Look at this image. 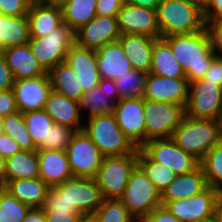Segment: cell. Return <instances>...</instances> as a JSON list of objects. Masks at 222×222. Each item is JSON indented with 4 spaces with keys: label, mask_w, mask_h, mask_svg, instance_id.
<instances>
[{
    "label": "cell",
    "mask_w": 222,
    "mask_h": 222,
    "mask_svg": "<svg viewBox=\"0 0 222 222\" xmlns=\"http://www.w3.org/2000/svg\"><path fill=\"white\" fill-rule=\"evenodd\" d=\"M75 133L76 130L70 127L54 124L50 128L49 143H45L40 149L65 151Z\"/></svg>",
    "instance_id": "cell-41"
},
{
    "label": "cell",
    "mask_w": 222,
    "mask_h": 222,
    "mask_svg": "<svg viewBox=\"0 0 222 222\" xmlns=\"http://www.w3.org/2000/svg\"><path fill=\"white\" fill-rule=\"evenodd\" d=\"M208 186L222 193V140L199 162Z\"/></svg>",
    "instance_id": "cell-37"
},
{
    "label": "cell",
    "mask_w": 222,
    "mask_h": 222,
    "mask_svg": "<svg viewBox=\"0 0 222 222\" xmlns=\"http://www.w3.org/2000/svg\"><path fill=\"white\" fill-rule=\"evenodd\" d=\"M188 94L187 78H167L148 73L142 97L151 101L173 102L186 106Z\"/></svg>",
    "instance_id": "cell-18"
},
{
    "label": "cell",
    "mask_w": 222,
    "mask_h": 222,
    "mask_svg": "<svg viewBox=\"0 0 222 222\" xmlns=\"http://www.w3.org/2000/svg\"><path fill=\"white\" fill-rule=\"evenodd\" d=\"M124 4V0H97L96 16H117Z\"/></svg>",
    "instance_id": "cell-45"
},
{
    "label": "cell",
    "mask_w": 222,
    "mask_h": 222,
    "mask_svg": "<svg viewBox=\"0 0 222 222\" xmlns=\"http://www.w3.org/2000/svg\"><path fill=\"white\" fill-rule=\"evenodd\" d=\"M117 21L121 34L160 37L156 9L125 3L118 12Z\"/></svg>",
    "instance_id": "cell-17"
},
{
    "label": "cell",
    "mask_w": 222,
    "mask_h": 222,
    "mask_svg": "<svg viewBox=\"0 0 222 222\" xmlns=\"http://www.w3.org/2000/svg\"><path fill=\"white\" fill-rule=\"evenodd\" d=\"M44 110L53 119L55 124L70 127L81 131L84 125H80V102L72 100L63 94L52 90L44 105Z\"/></svg>",
    "instance_id": "cell-24"
},
{
    "label": "cell",
    "mask_w": 222,
    "mask_h": 222,
    "mask_svg": "<svg viewBox=\"0 0 222 222\" xmlns=\"http://www.w3.org/2000/svg\"><path fill=\"white\" fill-rule=\"evenodd\" d=\"M151 160L169 167L176 175L192 172L199 161L171 138L151 139L140 148Z\"/></svg>",
    "instance_id": "cell-12"
},
{
    "label": "cell",
    "mask_w": 222,
    "mask_h": 222,
    "mask_svg": "<svg viewBox=\"0 0 222 222\" xmlns=\"http://www.w3.org/2000/svg\"><path fill=\"white\" fill-rule=\"evenodd\" d=\"M13 91L17 109L22 114L44 109V105L52 91L49 74L47 73L35 78L15 80Z\"/></svg>",
    "instance_id": "cell-16"
},
{
    "label": "cell",
    "mask_w": 222,
    "mask_h": 222,
    "mask_svg": "<svg viewBox=\"0 0 222 222\" xmlns=\"http://www.w3.org/2000/svg\"><path fill=\"white\" fill-rule=\"evenodd\" d=\"M83 131L104 156L128 155L137 150L117 124L113 113L88 119Z\"/></svg>",
    "instance_id": "cell-4"
},
{
    "label": "cell",
    "mask_w": 222,
    "mask_h": 222,
    "mask_svg": "<svg viewBox=\"0 0 222 222\" xmlns=\"http://www.w3.org/2000/svg\"><path fill=\"white\" fill-rule=\"evenodd\" d=\"M24 120L32 141L40 149L49 143L50 128L55 124L44 109L24 113Z\"/></svg>",
    "instance_id": "cell-35"
},
{
    "label": "cell",
    "mask_w": 222,
    "mask_h": 222,
    "mask_svg": "<svg viewBox=\"0 0 222 222\" xmlns=\"http://www.w3.org/2000/svg\"><path fill=\"white\" fill-rule=\"evenodd\" d=\"M131 222H144L142 219L134 218Z\"/></svg>",
    "instance_id": "cell-61"
},
{
    "label": "cell",
    "mask_w": 222,
    "mask_h": 222,
    "mask_svg": "<svg viewBox=\"0 0 222 222\" xmlns=\"http://www.w3.org/2000/svg\"><path fill=\"white\" fill-rule=\"evenodd\" d=\"M39 177L53 187L73 178L66 151L37 149Z\"/></svg>",
    "instance_id": "cell-22"
},
{
    "label": "cell",
    "mask_w": 222,
    "mask_h": 222,
    "mask_svg": "<svg viewBox=\"0 0 222 222\" xmlns=\"http://www.w3.org/2000/svg\"><path fill=\"white\" fill-rule=\"evenodd\" d=\"M30 208L0 186V222H22Z\"/></svg>",
    "instance_id": "cell-39"
},
{
    "label": "cell",
    "mask_w": 222,
    "mask_h": 222,
    "mask_svg": "<svg viewBox=\"0 0 222 222\" xmlns=\"http://www.w3.org/2000/svg\"><path fill=\"white\" fill-rule=\"evenodd\" d=\"M14 77L0 51V91L13 89Z\"/></svg>",
    "instance_id": "cell-49"
},
{
    "label": "cell",
    "mask_w": 222,
    "mask_h": 222,
    "mask_svg": "<svg viewBox=\"0 0 222 222\" xmlns=\"http://www.w3.org/2000/svg\"><path fill=\"white\" fill-rule=\"evenodd\" d=\"M118 41L129 58L132 69L150 73L155 38L147 35L121 34Z\"/></svg>",
    "instance_id": "cell-25"
},
{
    "label": "cell",
    "mask_w": 222,
    "mask_h": 222,
    "mask_svg": "<svg viewBox=\"0 0 222 222\" xmlns=\"http://www.w3.org/2000/svg\"><path fill=\"white\" fill-rule=\"evenodd\" d=\"M203 79L208 82L215 83L216 85L222 87V57L215 56L210 64L209 69L203 76Z\"/></svg>",
    "instance_id": "cell-47"
},
{
    "label": "cell",
    "mask_w": 222,
    "mask_h": 222,
    "mask_svg": "<svg viewBox=\"0 0 222 222\" xmlns=\"http://www.w3.org/2000/svg\"><path fill=\"white\" fill-rule=\"evenodd\" d=\"M3 117L0 116V134L3 132Z\"/></svg>",
    "instance_id": "cell-60"
},
{
    "label": "cell",
    "mask_w": 222,
    "mask_h": 222,
    "mask_svg": "<svg viewBox=\"0 0 222 222\" xmlns=\"http://www.w3.org/2000/svg\"><path fill=\"white\" fill-rule=\"evenodd\" d=\"M38 4L62 8L69 0H32Z\"/></svg>",
    "instance_id": "cell-55"
},
{
    "label": "cell",
    "mask_w": 222,
    "mask_h": 222,
    "mask_svg": "<svg viewBox=\"0 0 222 222\" xmlns=\"http://www.w3.org/2000/svg\"><path fill=\"white\" fill-rule=\"evenodd\" d=\"M97 0H69L62 8V20L74 31L96 16Z\"/></svg>",
    "instance_id": "cell-33"
},
{
    "label": "cell",
    "mask_w": 222,
    "mask_h": 222,
    "mask_svg": "<svg viewBox=\"0 0 222 222\" xmlns=\"http://www.w3.org/2000/svg\"><path fill=\"white\" fill-rule=\"evenodd\" d=\"M29 21L27 16L0 15V51L29 42Z\"/></svg>",
    "instance_id": "cell-30"
},
{
    "label": "cell",
    "mask_w": 222,
    "mask_h": 222,
    "mask_svg": "<svg viewBox=\"0 0 222 222\" xmlns=\"http://www.w3.org/2000/svg\"><path fill=\"white\" fill-rule=\"evenodd\" d=\"M146 72L130 70L124 76L115 80L119 100L142 97L145 91Z\"/></svg>",
    "instance_id": "cell-38"
},
{
    "label": "cell",
    "mask_w": 222,
    "mask_h": 222,
    "mask_svg": "<svg viewBox=\"0 0 222 222\" xmlns=\"http://www.w3.org/2000/svg\"><path fill=\"white\" fill-rule=\"evenodd\" d=\"M3 133L11 136L23 151H35L37 147L28 132L24 115L21 112L3 117Z\"/></svg>",
    "instance_id": "cell-36"
},
{
    "label": "cell",
    "mask_w": 222,
    "mask_h": 222,
    "mask_svg": "<svg viewBox=\"0 0 222 222\" xmlns=\"http://www.w3.org/2000/svg\"><path fill=\"white\" fill-rule=\"evenodd\" d=\"M119 93L115 81L100 79L97 88L83 93L80 109H88L89 119L98 115H108L113 112Z\"/></svg>",
    "instance_id": "cell-20"
},
{
    "label": "cell",
    "mask_w": 222,
    "mask_h": 222,
    "mask_svg": "<svg viewBox=\"0 0 222 222\" xmlns=\"http://www.w3.org/2000/svg\"><path fill=\"white\" fill-rule=\"evenodd\" d=\"M221 192L211 186L193 197L161 202L180 222H209L217 218V202Z\"/></svg>",
    "instance_id": "cell-9"
},
{
    "label": "cell",
    "mask_w": 222,
    "mask_h": 222,
    "mask_svg": "<svg viewBox=\"0 0 222 222\" xmlns=\"http://www.w3.org/2000/svg\"><path fill=\"white\" fill-rule=\"evenodd\" d=\"M54 187L80 213H95L103 201L95 178L73 177Z\"/></svg>",
    "instance_id": "cell-14"
},
{
    "label": "cell",
    "mask_w": 222,
    "mask_h": 222,
    "mask_svg": "<svg viewBox=\"0 0 222 222\" xmlns=\"http://www.w3.org/2000/svg\"><path fill=\"white\" fill-rule=\"evenodd\" d=\"M65 151L73 177H96L104 155L83 130L76 131Z\"/></svg>",
    "instance_id": "cell-11"
},
{
    "label": "cell",
    "mask_w": 222,
    "mask_h": 222,
    "mask_svg": "<svg viewBox=\"0 0 222 222\" xmlns=\"http://www.w3.org/2000/svg\"><path fill=\"white\" fill-rule=\"evenodd\" d=\"M185 115L222 120L221 87L203 78L190 82Z\"/></svg>",
    "instance_id": "cell-10"
},
{
    "label": "cell",
    "mask_w": 222,
    "mask_h": 222,
    "mask_svg": "<svg viewBox=\"0 0 222 222\" xmlns=\"http://www.w3.org/2000/svg\"><path fill=\"white\" fill-rule=\"evenodd\" d=\"M20 151L19 144L11 136L3 132L0 134V156L2 158L7 159Z\"/></svg>",
    "instance_id": "cell-48"
},
{
    "label": "cell",
    "mask_w": 222,
    "mask_h": 222,
    "mask_svg": "<svg viewBox=\"0 0 222 222\" xmlns=\"http://www.w3.org/2000/svg\"><path fill=\"white\" fill-rule=\"evenodd\" d=\"M126 137L138 149L145 144L144 98L121 99L112 112Z\"/></svg>",
    "instance_id": "cell-13"
},
{
    "label": "cell",
    "mask_w": 222,
    "mask_h": 222,
    "mask_svg": "<svg viewBox=\"0 0 222 222\" xmlns=\"http://www.w3.org/2000/svg\"><path fill=\"white\" fill-rule=\"evenodd\" d=\"M197 4H199L202 8H204L210 0H194Z\"/></svg>",
    "instance_id": "cell-59"
},
{
    "label": "cell",
    "mask_w": 222,
    "mask_h": 222,
    "mask_svg": "<svg viewBox=\"0 0 222 222\" xmlns=\"http://www.w3.org/2000/svg\"><path fill=\"white\" fill-rule=\"evenodd\" d=\"M2 187L31 208L44 206L50 188L40 177L9 180Z\"/></svg>",
    "instance_id": "cell-28"
},
{
    "label": "cell",
    "mask_w": 222,
    "mask_h": 222,
    "mask_svg": "<svg viewBox=\"0 0 222 222\" xmlns=\"http://www.w3.org/2000/svg\"><path fill=\"white\" fill-rule=\"evenodd\" d=\"M163 38L169 43L189 83L202 79L216 56L207 29L196 33L168 35Z\"/></svg>",
    "instance_id": "cell-1"
},
{
    "label": "cell",
    "mask_w": 222,
    "mask_h": 222,
    "mask_svg": "<svg viewBox=\"0 0 222 222\" xmlns=\"http://www.w3.org/2000/svg\"><path fill=\"white\" fill-rule=\"evenodd\" d=\"M162 0H124L125 3L151 8V9H157L158 5L161 3Z\"/></svg>",
    "instance_id": "cell-54"
},
{
    "label": "cell",
    "mask_w": 222,
    "mask_h": 222,
    "mask_svg": "<svg viewBox=\"0 0 222 222\" xmlns=\"http://www.w3.org/2000/svg\"><path fill=\"white\" fill-rule=\"evenodd\" d=\"M75 35L77 45L92 50L118 41L121 33L117 16H95L87 24L76 30Z\"/></svg>",
    "instance_id": "cell-15"
},
{
    "label": "cell",
    "mask_w": 222,
    "mask_h": 222,
    "mask_svg": "<svg viewBox=\"0 0 222 222\" xmlns=\"http://www.w3.org/2000/svg\"><path fill=\"white\" fill-rule=\"evenodd\" d=\"M39 177L37 150L15 153L5 159V183L14 179H32Z\"/></svg>",
    "instance_id": "cell-31"
},
{
    "label": "cell",
    "mask_w": 222,
    "mask_h": 222,
    "mask_svg": "<svg viewBox=\"0 0 222 222\" xmlns=\"http://www.w3.org/2000/svg\"><path fill=\"white\" fill-rule=\"evenodd\" d=\"M65 61L76 73L83 93L98 87L100 74L97 67L96 50L84 48L75 43L68 50Z\"/></svg>",
    "instance_id": "cell-19"
},
{
    "label": "cell",
    "mask_w": 222,
    "mask_h": 222,
    "mask_svg": "<svg viewBox=\"0 0 222 222\" xmlns=\"http://www.w3.org/2000/svg\"><path fill=\"white\" fill-rule=\"evenodd\" d=\"M75 43V31L64 22L46 36L30 38L28 42L37 61L47 73L66 60L68 50Z\"/></svg>",
    "instance_id": "cell-5"
},
{
    "label": "cell",
    "mask_w": 222,
    "mask_h": 222,
    "mask_svg": "<svg viewBox=\"0 0 222 222\" xmlns=\"http://www.w3.org/2000/svg\"><path fill=\"white\" fill-rule=\"evenodd\" d=\"M22 222H47L43 207H32Z\"/></svg>",
    "instance_id": "cell-53"
},
{
    "label": "cell",
    "mask_w": 222,
    "mask_h": 222,
    "mask_svg": "<svg viewBox=\"0 0 222 222\" xmlns=\"http://www.w3.org/2000/svg\"><path fill=\"white\" fill-rule=\"evenodd\" d=\"M205 21H214L222 18V0H210L203 8Z\"/></svg>",
    "instance_id": "cell-51"
},
{
    "label": "cell",
    "mask_w": 222,
    "mask_h": 222,
    "mask_svg": "<svg viewBox=\"0 0 222 222\" xmlns=\"http://www.w3.org/2000/svg\"><path fill=\"white\" fill-rule=\"evenodd\" d=\"M78 222H99L96 213H81Z\"/></svg>",
    "instance_id": "cell-56"
},
{
    "label": "cell",
    "mask_w": 222,
    "mask_h": 222,
    "mask_svg": "<svg viewBox=\"0 0 222 222\" xmlns=\"http://www.w3.org/2000/svg\"><path fill=\"white\" fill-rule=\"evenodd\" d=\"M137 165L160 192L167 188L176 177L173 170L151 160L140 148L137 149Z\"/></svg>",
    "instance_id": "cell-34"
},
{
    "label": "cell",
    "mask_w": 222,
    "mask_h": 222,
    "mask_svg": "<svg viewBox=\"0 0 222 222\" xmlns=\"http://www.w3.org/2000/svg\"><path fill=\"white\" fill-rule=\"evenodd\" d=\"M48 74L52 90L72 100L81 102L83 91L76 78V73L66 61L59 63Z\"/></svg>",
    "instance_id": "cell-32"
},
{
    "label": "cell",
    "mask_w": 222,
    "mask_h": 222,
    "mask_svg": "<svg viewBox=\"0 0 222 222\" xmlns=\"http://www.w3.org/2000/svg\"><path fill=\"white\" fill-rule=\"evenodd\" d=\"M5 184V159L0 156V186Z\"/></svg>",
    "instance_id": "cell-57"
},
{
    "label": "cell",
    "mask_w": 222,
    "mask_h": 222,
    "mask_svg": "<svg viewBox=\"0 0 222 222\" xmlns=\"http://www.w3.org/2000/svg\"><path fill=\"white\" fill-rule=\"evenodd\" d=\"M171 139L200 162L222 140V120L185 115Z\"/></svg>",
    "instance_id": "cell-2"
},
{
    "label": "cell",
    "mask_w": 222,
    "mask_h": 222,
    "mask_svg": "<svg viewBox=\"0 0 222 222\" xmlns=\"http://www.w3.org/2000/svg\"><path fill=\"white\" fill-rule=\"evenodd\" d=\"M144 113L146 143L151 139L171 138L185 116V106L144 99Z\"/></svg>",
    "instance_id": "cell-8"
},
{
    "label": "cell",
    "mask_w": 222,
    "mask_h": 222,
    "mask_svg": "<svg viewBox=\"0 0 222 222\" xmlns=\"http://www.w3.org/2000/svg\"><path fill=\"white\" fill-rule=\"evenodd\" d=\"M207 186L203 169L199 165L192 172L176 175L170 185L161 192V202L193 197Z\"/></svg>",
    "instance_id": "cell-26"
},
{
    "label": "cell",
    "mask_w": 222,
    "mask_h": 222,
    "mask_svg": "<svg viewBox=\"0 0 222 222\" xmlns=\"http://www.w3.org/2000/svg\"><path fill=\"white\" fill-rule=\"evenodd\" d=\"M16 112L18 109L13 89L0 91V116L6 117Z\"/></svg>",
    "instance_id": "cell-46"
},
{
    "label": "cell",
    "mask_w": 222,
    "mask_h": 222,
    "mask_svg": "<svg viewBox=\"0 0 222 222\" xmlns=\"http://www.w3.org/2000/svg\"><path fill=\"white\" fill-rule=\"evenodd\" d=\"M45 211L62 212L68 214H81L54 186L48 189L46 201L43 206Z\"/></svg>",
    "instance_id": "cell-42"
},
{
    "label": "cell",
    "mask_w": 222,
    "mask_h": 222,
    "mask_svg": "<svg viewBox=\"0 0 222 222\" xmlns=\"http://www.w3.org/2000/svg\"><path fill=\"white\" fill-rule=\"evenodd\" d=\"M136 166L137 150L128 155L104 156L95 177L103 199H120Z\"/></svg>",
    "instance_id": "cell-7"
},
{
    "label": "cell",
    "mask_w": 222,
    "mask_h": 222,
    "mask_svg": "<svg viewBox=\"0 0 222 222\" xmlns=\"http://www.w3.org/2000/svg\"><path fill=\"white\" fill-rule=\"evenodd\" d=\"M217 219L222 222V193L220 194L217 202Z\"/></svg>",
    "instance_id": "cell-58"
},
{
    "label": "cell",
    "mask_w": 222,
    "mask_h": 222,
    "mask_svg": "<svg viewBox=\"0 0 222 222\" xmlns=\"http://www.w3.org/2000/svg\"><path fill=\"white\" fill-rule=\"evenodd\" d=\"M206 29L211 39L212 49L217 56L222 57V18L214 21H205ZM220 51L221 54H218Z\"/></svg>",
    "instance_id": "cell-44"
},
{
    "label": "cell",
    "mask_w": 222,
    "mask_h": 222,
    "mask_svg": "<svg viewBox=\"0 0 222 222\" xmlns=\"http://www.w3.org/2000/svg\"><path fill=\"white\" fill-rule=\"evenodd\" d=\"M30 38L44 37L63 23L59 7L46 6L31 2L27 13Z\"/></svg>",
    "instance_id": "cell-27"
},
{
    "label": "cell",
    "mask_w": 222,
    "mask_h": 222,
    "mask_svg": "<svg viewBox=\"0 0 222 222\" xmlns=\"http://www.w3.org/2000/svg\"><path fill=\"white\" fill-rule=\"evenodd\" d=\"M80 214L45 211L47 222H78Z\"/></svg>",
    "instance_id": "cell-52"
},
{
    "label": "cell",
    "mask_w": 222,
    "mask_h": 222,
    "mask_svg": "<svg viewBox=\"0 0 222 222\" xmlns=\"http://www.w3.org/2000/svg\"><path fill=\"white\" fill-rule=\"evenodd\" d=\"M143 221L144 222H180L163 205L154 209Z\"/></svg>",
    "instance_id": "cell-50"
},
{
    "label": "cell",
    "mask_w": 222,
    "mask_h": 222,
    "mask_svg": "<svg viewBox=\"0 0 222 222\" xmlns=\"http://www.w3.org/2000/svg\"><path fill=\"white\" fill-rule=\"evenodd\" d=\"M156 12L160 37L196 33L206 27L203 8L194 0H162Z\"/></svg>",
    "instance_id": "cell-3"
},
{
    "label": "cell",
    "mask_w": 222,
    "mask_h": 222,
    "mask_svg": "<svg viewBox=\"0 0 222 222\" xmlns=\"http://www.w3.org/2000/svg\"><path fill=\"white\" fill-rule=\"evenodd\" d=\"M209 222H219V221H218V219L216 218V219H213V220H211V221H209Z\"/></svg>",
    "instance_id": "cell-62"
},
{
    "label": "cell",
    "mask_w": 222,
    "mask_h": 222,
    "mask_svg": "<svg viewBox=\"0 0 222 222\" xmlns=\"http://www.w3.org/2000/svg\"><path fill=\"white\" fill-rule=\"evenodd\" d=\"M95 213L99 222H131L134 219L120 199H103Z\"/></svg>",
    "instance_id": "cell-40"
},
{
    "label": "cell",
    "mask_w": 222,
    "mask_h": 222,
    "mask_svg": "<svg viewBox=\"0 0 222 222\" xmlns=\"http://www.w3.org/2000/svg\"><path fill=\"white\" fill-rule=\"evenodd\" d=\"M32 0H0V15L27 16Z\"/></svg>",
    "instance_id": "cell-43"
},
{
    "label": "cell",
    "mask_w": 222,
    "mask_h": 222,
    "mask_svg": "<svg viewBox=\"0 0 222 222\" xmlns=\"http://www.w3.org/2000/svg\"><path fill=\"white\" fill-rule=\"evenodd\" d=\"M150 73L167 78H186L185 71L163 37L155 38Z\"/></svg>",
    "instance_id": "cell-29"
},
{
    "label": "cell",
    "mask_w": 222,
    "mask_h": 222,
    "mask_svg": "<svg viewBox=\"0 0 222 222\" xmlns=\"http://www.w3.org/2000/svg\"><path fill=\"white\" fill-rule=\"evenodd\" d=\"M1 53L13 73L14 80L35 78L47 74L28 43L1 50Z\"/></svg>",
    "instance_id": "cell-23"
},
{
    "label": "cell",
    "mask_w": 222,
    "mask_h": 222,
    "mask_svg": "<svg viewBox=\"0 0 222 222\" xmlns=\"http://www.w3.org/2000/svg\"><path fill=\"white\" fill-rule=\"evenodd\" d=\"M100 79L115 81L132 70L129 58L119 41L108 43L96 50Z\"/></svg>",
    "instance_id": "cell-21"
},
{
    "label": "cell",
    "mask_w": 222,
    "mask_h": 222,
    "mask_svg": "<svg viewBox=\"0 0 222 222\" xmlns=\"http://www.w3.org/2000/svg\"><path fill=\"white\" fill-rule=\"evenodd\" d=\"M120 200L134 218L142 220L162 205L161 192L138 165L131 172Z\"/></svg>",
    "instance_id": "cell-6"
}]
</instances>
